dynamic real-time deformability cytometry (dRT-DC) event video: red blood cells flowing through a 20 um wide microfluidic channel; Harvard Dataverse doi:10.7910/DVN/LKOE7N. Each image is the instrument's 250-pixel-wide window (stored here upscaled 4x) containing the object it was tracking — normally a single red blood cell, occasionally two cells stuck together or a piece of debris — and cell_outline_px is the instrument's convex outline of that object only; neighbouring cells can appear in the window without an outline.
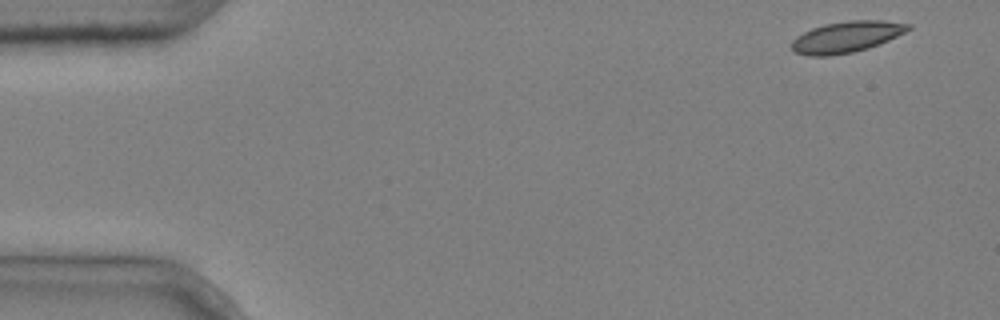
{"species": "common noctule bat (a hibernating species)", "species_latin": "Nyctalus noctula", "temperature_condition": "cold", "stored_images_in_passage": 5, "camera_frame_rate_fps": 3000, "um_per_image_px": 0.085, "animal": {"sex": "male", "body_mass_g": 20.4}, "frame": {"image": 1, "passage_image": 1, "time_ms": 0.0, "image_size_px": [1000, 320], "cell_outline_px": [[912, 28], [880, 44], [868, 48], [852, 52], [828, 56], [808, 56], [796, 52], [792, 48], [792, 40], [796, 36], [812, 28], [824, 24], [848, 20], [884, 20], [912, 24]], "centroid_in_image_um": [71.96, 3.13], "position_along_channel_um": 13.0, "area_um2": 21.15}}
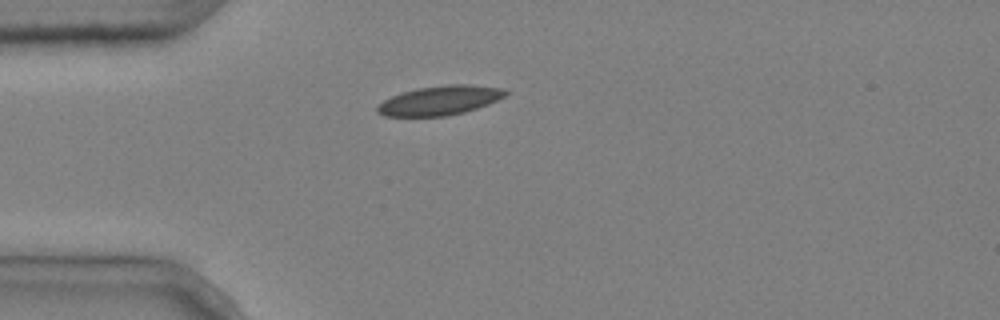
{"frame": {"image": 2, "passage_image": 4, "time_ms": 1.0, "image_size_px": [1000, 320], "cell_outline_px": [[508, 92], [504, 96], [488, 104], [464, 112], [448, 116], [384, 116], [376, 112], [376, 108], [384, 100], [392, 96], [416, 88], [448, 84], [468, 84], [504, 88]], "centroid_in_image_um": [37.39, 8.53], "position_along_channel_um": 47.6, "area_um2": 21.79}}